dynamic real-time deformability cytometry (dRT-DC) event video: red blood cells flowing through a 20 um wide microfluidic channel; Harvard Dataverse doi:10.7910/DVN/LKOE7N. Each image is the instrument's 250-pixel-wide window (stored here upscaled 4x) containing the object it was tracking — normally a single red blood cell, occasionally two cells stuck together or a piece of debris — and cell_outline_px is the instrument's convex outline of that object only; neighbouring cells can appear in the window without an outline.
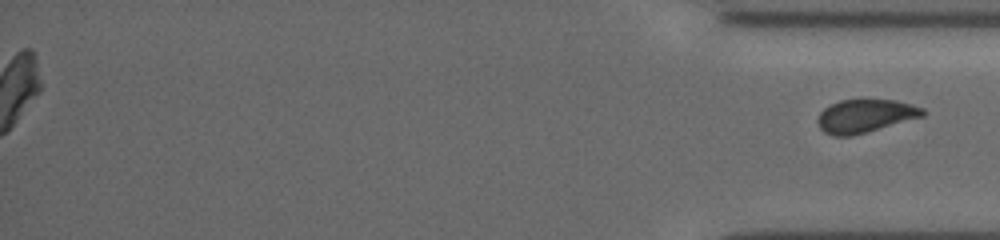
{"species": "common noctule bat (a hibernating species)", "species_latin": "Nyctalus noctula", "temperature_condition": "cold", "stored_images_in_passage": 35, "segment_of_instrument_passage": [2, 2], "camera_frame_rate_fps": 3000, "um_per_image_px": 0.085, "animal": {"sex": "female", "body_mass_g": 19.5, "forearm_length_mm": 54.1}, "frame": {"image": 1, "passage_image": 35, "time_ms": 11.333, "image_size_px": [1000, 240], "cell_outline_px": [[928, 112], [924, 116], [852, 136], [832, 136], [824, 132], [820, 128], [816, 120], [820, 112], [824, 108], [840, 100], [864, 96], [896, 100], [912, 104], [924, 108]], "centroid_in_image_um": [73.56, 9.8], "position_along_channel_um": 361.6, "area_um2": 21.21}}